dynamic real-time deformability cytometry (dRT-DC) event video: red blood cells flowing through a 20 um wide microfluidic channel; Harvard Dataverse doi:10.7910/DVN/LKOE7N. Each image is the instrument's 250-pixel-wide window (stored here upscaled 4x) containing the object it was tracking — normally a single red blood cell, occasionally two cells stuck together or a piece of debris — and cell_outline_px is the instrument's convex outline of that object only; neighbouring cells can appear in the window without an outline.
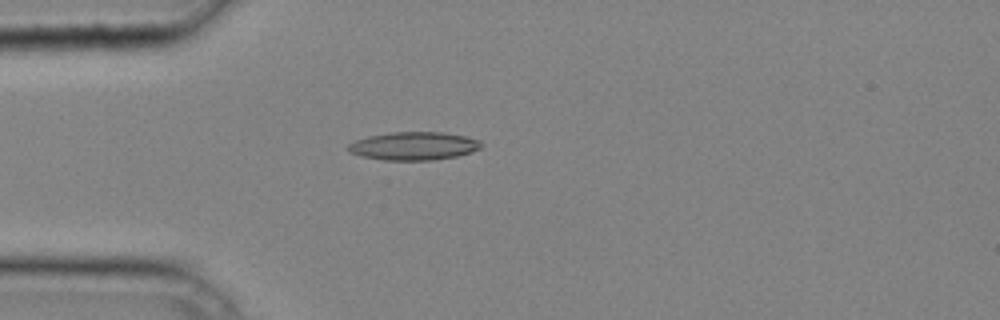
{"species": "common noctule bat (a hibernating species)", "species_latin": "Nyctalus noctula", "temperature_condition": "cold", "stored_images_in_passage": 31, "camera_frame_rate_fps": 3000, "um_per_image_px": 0.085, "animal": {"sex": "male", "body_mass_g": 20.4}, "frame": {"image": 1, "passage_image": 6, "time_ms": 1.667, "image_size_px": [1000, 320], "cell_outline_px": [[484, 144], [480, 148], [472, 152], [456, 156], [432, 160], [384, 160], [364, 156], [348, 152], [344, 148], [348, 144], [356, 140], [368, 136], [392, 132], [444, 132], [464, 136], [480, 140]], "centroid_in_image_um": [35.16, 12.4], "position_along_channel_um": 49.8, "area_um2": 21.91}}
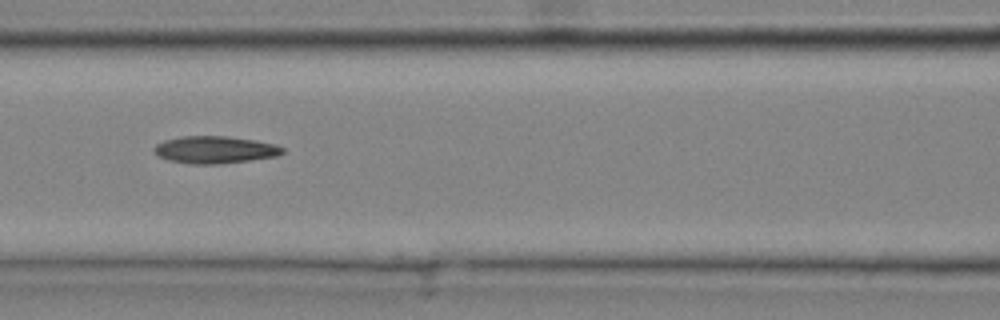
{"frame": {"image": 2, "passage_image": 13, "time_ms": 4.0, "image_size_px": [1000, 320], "cell_outline_px": [[284, 152], [276, 156], [220, 164], [188, 164], [168, 160], [156, 156], [152, 152], [152, 148], [156, 144], [164, 140], [184, 136], [228, 136], [276, 144], [284, 148]], "centroid_in_image_um": [18.19, 12.73], "position_along_channel_um": 148.4, "area_um2": 20.52}}
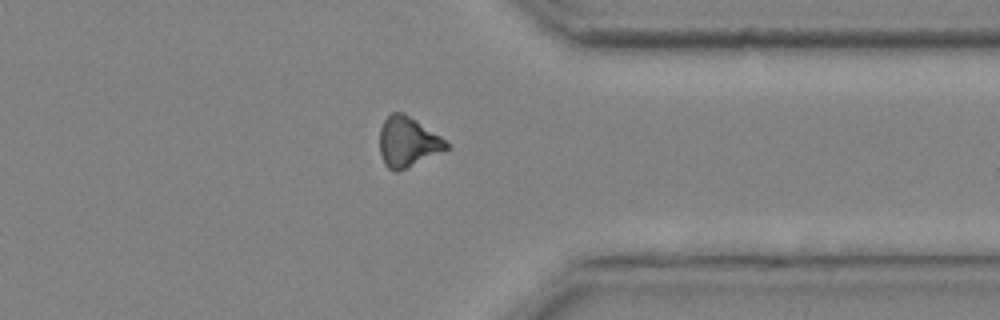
{"frame": {"image": 3, "passage_image": 28, "time_ms": 9.0, "image_size_px": [1000, 320], "cell_outline_px": [[452, 148], [408, 168], [396, 172], [388, 168], [384, 164], [380, 152], [380, 128], [384, 120], [392, 112], [404, 112], [452, 144]], "centroid_in_image_um": [34.7, 12.08], "position_along_channel_um": 376.7, "area_um2": 19.77}}